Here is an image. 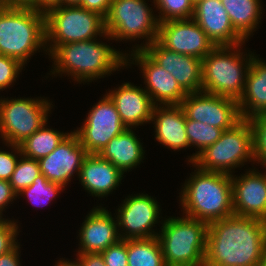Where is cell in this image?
<instances>
[{"instance_id":"6da1fadb","label":"cell","mask_w":266,"mask_h":266,"mask_svg":"<svg viewBox=\"0 0 266 266\" xmlns=\"http://www.w3.org/2000/svg\"><path fill=\"white\" fill-rule=\"evenodd\" d=\"M265 264V220L234 214L208 224L204 266Z\"/></svg>"},{"instance_id":"7a4b0ae2","label":"cell","mask_w":266,"mask_h":266,"mask_svg":"<svg viewBox=\"0 0 266 266\" xmlns=\"http://www.w3.org/2000/svg\"><path fill=\"white\" fill-rule=\"evenodd\" d=\"M126 54L98 39L59 45L49 56L53 59L51 75H70L81 83L109 76L126 66Z\"/></svg>"},{"instance_id":"3957f363","label":"cell","mask_w":266,"mask_h":266,"mask_svg":"<svg viewBox=\"0 0 266 266\" xmlns=\"http://www.w3.org/2000/svg\"><path fill=\"white\" fill-rule=\"evenodd\" d=\"M192 166L196 170L179 193L183 215L207 224L234 215L231 175Z\"/></svg>"},{"instance_id":"277c9868","label":"cell","mask_w":266,"mask_h":266,"mask_svg":"<svg viewBox=\"0 0 266 266\" xmlns=\"http://www.w3.org/2000/svg\"><path fill=\"white\" fill-rule=\"evenodd\" d=\"M41 48L47 52L44 13L19 7L0 10V55L25 65Z\"/></svg>"},{"instance_id":"5b68a950","label":"cell","mask_w":266,"mask_h":266,"mask_svg":"<svg viewBox=\"0 0 266 266\" xmlns=\"http://www.w3.org/2000/svg\"><path fill=\"white\" fill-rule=\"evenodd\" d=\"M242 45L215 46L202 59V91L237 101L241 98L254 56L252 51L243 52Z\"/></svg>"},{"instance_id":"8992f818","label":"cell","mask_w":266,"mask_h":266,"mask_svg":"<svg viewBox=\"0 0 266 266\" xmlns=\"http://www.w3.org/2000/svg\"><path fill=\"white\" fill-rule=\"evenodd\" d=\"M158 239L166 266H204L208 224L182 217L159 221Z\"/></svg>"},{"instance_id":"52a82bcc","label":"cell","mask_w":266,"mask_h":266,"mask_svg":"<svg viewBox=\"0 0 266 266\" xmlns=\"http://www.w3.org/2000/svg\"><path fill=\"white\" fill-rule=\"evenodd\" d=\"M45 31L48 55L65 43L92 40L98 36L113 40L106 33L105 18L78 5H62L49 10L45 14Z\"/></svg>"},{"instance_id":"ba28073f","label":"cell","mask_w":266,"mask_h":266,"mask_svg":"<svg viewBox=\"0 0 266 266\" xmlns=\"http://www.w3.org/2000/svg\"><path fill=\"white\" fill-rule=\"evenodd\" d=\"M254 162L253 129L249 119L242 118L221 137L201 151L193 164L201 170L232 175L245 162ZM234 169V170H233Z\"/></svg>"},{"instance_id":"9c48e42d","label":"cell","mask_w":266,"mask_h":266,"mask_svg":"<svg viewBox=\"0 0 266 266\" xmlns=\"http://www.w3.org/2000/svg\"><path fill=\"white\" fill-rule=\"evenodd\" d=\"M147 4L145 0H112L105 17L106 33L118 42L145 39L133 51L150 45L158 38L159 21Z\"/></svg>"},{"instance_id":"30bf717a","label":"cell","mask_w":266,"mask_h":266,"mask_svg":"<svg viewBox=\"0 0 266 266\" xmlns=\"http://www.w3.org/2000/svg\"><path fill=\"white\" fill-rule=\"evenodd\" d=\"M53 105L38 98L0 99V137L3 143L19 145L46 121Z\"/></svg>"},{"instance_id":"8fae6325","label":"cell","mask_w":266,"mask_h":266,"mask_svg":"<svg viewBox=\"0 0 266 266\" xmlns=\"http://www.w3.org/2000/svg\"><path fill=\"white\" fill-rule=\"evenodd\" d=\"M77 129L74 132L87 153L99 154L113 137L121 134L127 127L121 122L113 100L105 94L92 106L83 125Z\"/></svg>"},{"instance_id":"7c38bea8","label":"cell","mask_w":266,"mask_h":266,"mask_svg":"<svg viewBox=\"0 0 266 266\" xmlns=\"http://www.w3.org/2000/svg\"><path fill=\"white\" fill-rule=\"evenodd\" d=\"M160 212L158 201L148 194H131L126 197L115 215L120 239L157 237L158 233L153 227L159 223Z\"/></svg>"},{"instance_id":"4fadbf2b","label":"cell","mask_w":266,"mask_h":266,"mask_svg":"<svg viewBox=\"0 0 266 266\" xmlns=\"http://www.w3.org/2000/svg\"><path fill=\"white\" fill-rule=\"evenodd\" d=\"M180 106L187 119L223 130L232 128L242 119L237 100L205 91L187 93Z\"/></svg>"},{"instance_id":"5bb4252c","label":"cell","mask_w":266,"mask_h":266,"mask_svg":"<svg viewBox=\"0 0 266 266\" xmlns=\"http://www.w3.org/2000/svg\"><path fill=\"white\" fill-rule=\"evenodd\" d=\"M157 41L168 50L201 60L215 47L193 18L160 22Z\"/></svg>"},{"instance_id":"9a60e30c","label":"cell","mask_w":266,"mask_h":266,"mask_svg":"<svg viewBox=\"0 0 266 266\" xmlns=\"http://www.w3.org/2000/svg\"><path fill=\"white\" fill-rule=\"evenodd\" d=\"M129 64L139 66L144 79V89L155 105H180L186 97L187 93L172 74L156 64L142 49L126 54V67L131 66Z\"/></svg>"},{"instance_id":"2e32d148","label":"cell","mask_w":266,"mask_h":266,"mask_svg":"<svg viewBox=\"0 0 266 266\" xmlns=\"http://www.w3.org/2000/svg\"><path fill=\"white\" fill-rule=\"evenodd\" d=\"M87 155L77 134L71 131L49 155L39 159L38 163L41 173L50 182L65 188L75 173L79 175Z\"/></svg>"},{"instance_id":"e0dca14e","label":"cell","mask_w":266,"mask_h":266,"mask_svg":"<svg viewBox=\"0 0 266 266\" xmlns=\"http://www.w3.org/2000/svg\"><path fill=\"white\" fill-rule=\"evenodd\" d=\"M156 64L171 73L186 93L202 91V60L163 47L157 40L142 49Z\"/></svg>"},{"instance_id":"ac0fdd59","label":"cell","mask_w":266,"mask_h":266,"mask_svg":"<svg viewBox=\"0 0 266 266\" xmlns=\"http://www.w3.org/2000/svg\"><path fill=\"white\" fill-rule=\"evenodd\" d=\"M257 171L254 167L241 177L231 175L233 211L238 216L266 221V176Z\"/></svg>"},{"instance_id":"d6986e66","label":"cell","mask_w":266,"mask_h":266,"mask_svg":"<svg viewBox=\"0 0 266 266\" xmlns=\"http://www.w3.org/2000/svg\"><path fill=\"white\" fill-rule=\"evenodd\" d=\"M192 18L215 46H234L246 40L234 29L221 0H199Z\"/></svg>"},{"instance_id":"ffe728a7","label":"cell","mask_w":266,"mask_h":266,"mask_svg":"<svg viewBox=\"0 0 266 266\" xmlns=\"http://www.w3.org/2000/svg\"><path fill=\"white\" fill-rule=\"evenodd\" d=\"M106 207L90 210L79 230V253H101L120 240L117 219ZM116 219V220H115Z\"/></svg>"},{"instance_id":"44dd1931","label":"cell","mask_w":266,"mask_h":266,"mask_svg":"<svg viewBox=\"0 0 266 266\" xmlns=\"http://www.w3.org/2000/svg\"><path fill=\"white\" fill-rule=\"evenodd\" d=\"M113 100L121 122L127 128L150 124L155 104L142 87L124 82L121 86L107 93Z\"/></svg>"},{"instance_id":"7402d4cb","label":"cell","mask_w":266,"mask_h":266,"mask_svg":"<svg viewBox=\"0 0 266 266\" xmlns=\"http://www.w3.org/2000/svg\"><path fill=\"white\" fill-rule=\"evenodd\" d=\"M123 176V172L99 154H88L83 161L78 178L90 196L104 198L118 188Z\"/></svg>"},{"instance_id":"603a6c76","label":"cell","mask_w":266,"mask_h":266,"mask_svg":"<svg viewBox=\"0 0 266 266\" xmlns=\"http://www.w3.org/2000/svg\"><path fill=\"white\" fill-rule=\"evenodd\" d=\"M150 122H154L155 138L160 144L174 151L190 147L186 116L180 105H155Z\"/></svg>"},{"instance_id":"cb8c5ba5","label":"cell","mask_w":266,"mask_h":266,"mask_svg":"<svg viewBox=\"0 0 266 266\" xmlns=\"http://www.w3.org/2000/svg\"><path fill=\"white\" fill-rule=\"evenodd\" d=\"M254 55L248 70L244 90L238 100L241 118L266 115V62Z\"/></svg>"},{"instance_id":"d4e9b609","label":"cell","mask_w":266,"mask_h":266,"mask_svg":"<svg viewBox=\"0 0 266 266\" xmlns=\"http://www.w3.org/2000/svg\"><path fill=\"white\" fill-rule=\"evenodd\" d=\"M132 128L125 129L121 134L113 137L99 152V155L110 161L121 172H129L144 160L143 143Z\"/></svg>"},{"instance_id":"484cf974","label":"cell","mask_w":266,"mask_h":266,"mask_svg":"<svg viewBox=\"0 0 266 266\" xmlns=\"http://www.w3.org/2000/svg\"><path fill=\"white\" fill-rule=\"evenodd\" d=\"M234 29L246 40L262 19L261 0H221Z\"/></svg>"},{"instance_id":"4316f807","label":"cell","mask_w":266,"mask_h":266,"mask_svg":"<svg viewBox=\"0 0 266 266\" xmlns=\"http://www.w3.org/2000/svg\"><path fill=\"white\" fill-rule=\"evenodd\" d=\"M46 121L36 132L19 144L21 154L39 160L49 155L69 134L47 128Z\"/></svg>"},{"instance_id":"83f0119b","label":"cell","mask_w":266,"mask_h":266,"mask_svg":"<svg viewBox=\"0 0 266 266\" xmlns=\"http://www.w3.org/2000/svg\"><path fill=\"white\" fill-rule=\"evenodd\" d=\"M128 266H166L158 237L127 239Z\"/></svg>"},{"instance_id":"f1b7e54d","label":"cell","mask_w":266,"mask_h":266,"mask_svg":"<svg viewBox=\"0 0 266 266\" xmlns=\"http://www.w3.org/2000/svg\"><path fill=\"white\" fill-rule=\"evenodd\" d=\"M185 130L190 146H195L198 151L188 157V162L193 163L197 155L207 146L214 144L224 132L223 129L213 127L203 122L186 118Z\"/></svg>"},{"instance_id":"f546056e","label":"cell","mask_w":266,"mask_h":266,"mask_svg":"<svg viewBox=\"0 0 266 266\" xmlns=\"http://www.w3.org/2000/svg\"><path fill=\"white\" fill-rule=\"evenodd\" d=\"M63 190H65L63 186L50 182L41 173L34 179L33 183L29 187L24 188L17 193V197L24 195L28 198L27 200L30 201L32 205H35V207H41V205L45 206L53 199H56V196H58Z\"/></svg>"},{"instance_id":"4dcf8cb0","label":"cell","mask_w":266,"mask_h":266,"mask_svg":"<svg viewBox=\"0 0 266 266\" xmlns=\"http://www.w3.org/2000/svg\"><path fill=\"white\" fill-rule=\"evenodd\" d=\"M157 9L159 23L169 20L190 19L194 13V2L192 0H153ZM161 14V15H160Z\"/></svg>"},{"instance_id":"1f68e13d","label":"cell","mask_w":266,"mask_h":266,"mask_svg":"<svg viewBox=\"0 0 266 266\" xmlns=\"http://www.w3.org/2000/svg\"><path fill=\"white\" fill-rule=\"evenodd\" d=\"M40 174L38 160L21 155L9 182L13 190L19 193L22 189L29 187Z\"/></svg>"},{"instance_id":"d6a6232c","label":"cell","mask_w":266,"mask_h":266,"mask_svg":"<svg viewBox=\"0 0 266 266\" xmlns=\"http://www.w3.org/2000/svg\"><path fill=\"white\" fill-rule=\"evenodd\" d=\"M249 121L253 129L256 163L266 164V115L254 116L250 118Z\"/></svg>"},{"instance_id":"836d02e7","label":"cell","mask_w":266,"mask_h":266,"mask_svg":"<svg viewBox=\"0 0 266 266\" xmlns=\"http://www.w3.org/2000/svg\"><path fill=\"white\" fill-rule=\"evenodd\" d=\"M24 65L9 56L0 55V90L10 88L16 82Z\"/></svg>"},{"instance_id":"e575fe53","label":"cell","mask_w":266,"mask_h":266,"mask_svg":"<svg viewBox=\"0 0 266 266\" xmlns=\"http://www.w3.org/2000/svg\"><path fill=\"white\" fill-rule=\"evenodd\" d=\"M18 222L3 218L0 221V256L13 250L18 244Z\"/></svg>"},{"instance_id":"d590c367","label":"cell","mask_w":266,"mask_h":266,"mask_svg":"<svg viewBox=\"0 0 266 266\" xmlns=\"http://www.w3.org/2000/svg\"><path fill=\"white\" fill-rule=\"evenodd\" d=\"M4 144L12 149L11 152L5 150L2 151L0 149V180L9 181L22 154L19 145L8 143Z\"/></svg>"},{"instance_id":"8d00e7d4","label":"cell","mask_w":266,"mask_h":266,"mask_svg":"<svg viewBox=\"0 0 266 266\" xmlns=\"http://www.w3.org/2000/svg\"><path fill=\"white\" fill-rule=\"evenodd\" d=\"M106 266H128L127 240H119L101 252Z\"/></svg>"},{"instance_id":"74e56055","label":"cell","mask_w":266,"mask_h":266,"mask_svg":"<svg viewBox=\"0 0 266 266\" xmlns=\"http://www.w3.org/2000/svg\"><path fill=\"white\" fill-rule=\"evenodd\" d=\"M17 193L13 190L9 181L0 180V217L3 219V211L12 201L16 200Z\"/></svg>"},{"instance_id":"f35d334b","label":"cell","mask_w":266,"mask_h":266,"mask_svg":"<svg viewBox=\"0 0 266 266\" xmlns=\"http://www.w3.org/2000/svg\"><path fill=\"white\" fill-rule=\"evenodd\" d=\"M112 0H81L78 6L89 11L96 12L103 16H107Z\"/></svg>"},{"instance_id":"ab89813d","label":"cell","mask_w":266,"mask_h":266,"mask_svg":"<svg viewBox=\"0 0 266 266\" xmlns=\"http://www.w3.org/2000/svg\"><path fill=\"white\" fill-rule=\"evenodd\" d=\"M20 243L11 251L0 256V266H21L20 264Z\"/></svg>"},{"instance_id":"60d3db41","label":"cell","mask_w":266,"mask_h":266,"mask_svg":"<svg viewBox=\"0 0 266 266\" xmlns=\"http://www.w3.org/2000/svg\"><path fill=\"white\" fill-rule=\"evenodd\" d=\"M81 260L83 266H106L101 253H79L76 257Z\"/></svg>"},{"instance_id":"b9f144b4","label":"cell","mask_w":266,"mask_h":266,"mask_svg":"<svg viewBox=\"0 0 266 266\" xmlns=\"http://www.w3.org/2000/svg\"><path fill=\"white\" fill-rule=\"evenodd\" d=\"M62 5L63 0H34V3L29 8L46 14L49 10Z\"/></svg>"},{"instance_id":"7bdbcfd3","label":"cell","mask_w":266,"mask_h":266,"mask_svg":"<svg viewBox=\"0 0 266 266\" xmlns=\"http://www.w3.org/2000/svg\"><path fill=\"white\" fill-rule=\"evenodd\" d=\"M6 7L29 8L34 0H3Z\"/></svg>"},{"instance_id":"ee69618b","label":"cell","mask_w":266,"mask_h":266,"mask_svg":"<svg viewBox=\"0 0 266 266\" xmlns=\"http://www.w3.org/2000/svg\"><path fill=\"white\" fill-rule=\"evenodd\" d=\"M55 266H83V264L78 257L74 261L62 258L56 262Z\"/></svg>"},{"instance_id":"f6af8a7d","label":"cell","mask_w":266,"mask_h":266,"mask_svg":"<svg viewBox=\"0 0 266 266\" xmlns=\"http://www.w3.org/2000/svg\"><path fill=\"white\" fill-rule=\"evenodd\" d=\"M81 0H63V5H79Z\"/></svg>"},{"instance_id":"bcb514c9","label":"cell","mask_w":266,"mask_h":266,"mask_svg":"<svg viewBox=\"0 0 266 266\" xmlns=\"http://www.w3.org/2000/svg\"><path fill=\"white\" fill-rule=\"evenodd\" d=\"M6 6L4 5L3 0H0V10L4 9Z\"/></svg>"},{"instance_id":"7dc6e473","label":"cell","mask_w":266,"mask_h":266,"mask_svg":"<svg viewBox=\"0 0 266 266\" xmlns=\"http://www.w3.org/2000/svg\"><path fill=\"white\" fill-rule=\"evenodd\" d=\"M260 165H262V167L266 169V164H260ZM264 175L266 176V172H264Z\"/></svg>"}]
</instances>
